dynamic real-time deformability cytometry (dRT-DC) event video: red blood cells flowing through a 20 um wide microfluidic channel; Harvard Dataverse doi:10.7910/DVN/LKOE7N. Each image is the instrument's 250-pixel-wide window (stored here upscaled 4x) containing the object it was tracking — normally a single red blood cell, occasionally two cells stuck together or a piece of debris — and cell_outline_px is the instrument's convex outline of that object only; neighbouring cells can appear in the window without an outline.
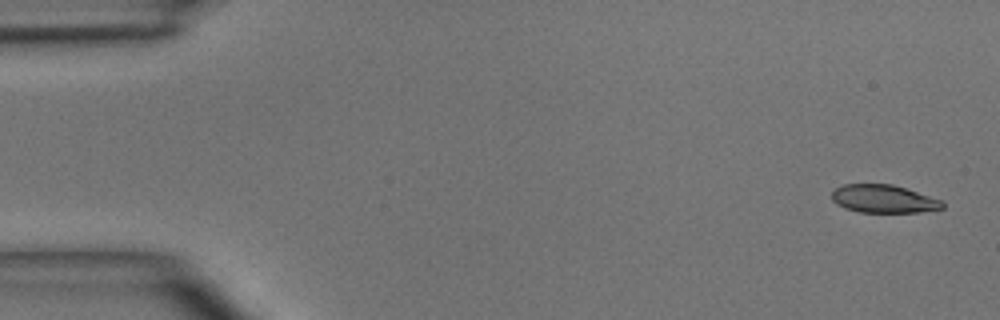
{"species": "common noctule bat (a hibernating species)", "species_latin": "Nyctalus noctula", "temperature_condition": "room temperature", "stored_images_in_passage": 4, "camera_frame_rate_fps": 3000, "um_per_image_px": 0.085, "animal": {"sex": "male", "body_mass_g": 15.6}, "frame": {"image": 1, "passage_image": 1, "time_ms": 0.0, "image_size_px": [1000, 320], "cell_outline_px": [[944, 208], [920, 212], [860, 212], [844, 208], [836, 204], [832, 200], [832, 192], [836, 188], [844, 184], [892, 184], [940, 200], [944, 204]], "centroid_in_image_um": [75.06, 16.91], "position_along_channel_um": 9.9, "area_um2": 17.86}}
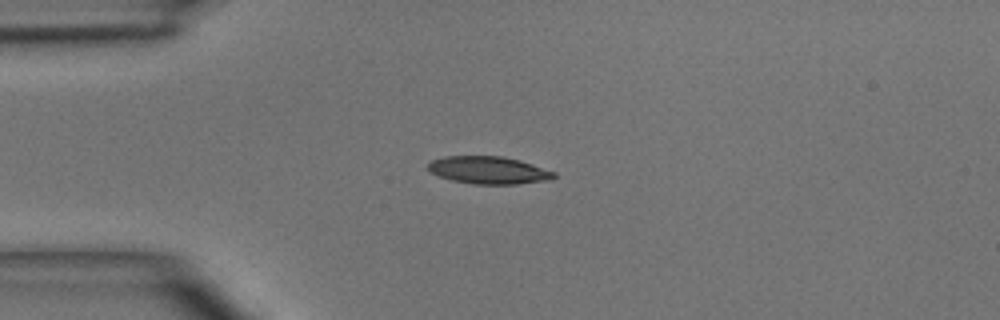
{"frame": {"image": 2, "passage_image": 4, "time_ms": 3.333, "image_size_px": [1000, 320], "cell_outline_px": [[556, 176], [552, 180], [516, 184], [472, 184], [452, 180], [440, 176], [432, 172], [428, 168], [428, 164], [432, 160], [444, 156], [500, 156], [520, 160], [556, 172]], "centroid_in_image_um": [41.57, 14.47], "position_along_channel_um": 43.4, "area_um2": 20.17}}